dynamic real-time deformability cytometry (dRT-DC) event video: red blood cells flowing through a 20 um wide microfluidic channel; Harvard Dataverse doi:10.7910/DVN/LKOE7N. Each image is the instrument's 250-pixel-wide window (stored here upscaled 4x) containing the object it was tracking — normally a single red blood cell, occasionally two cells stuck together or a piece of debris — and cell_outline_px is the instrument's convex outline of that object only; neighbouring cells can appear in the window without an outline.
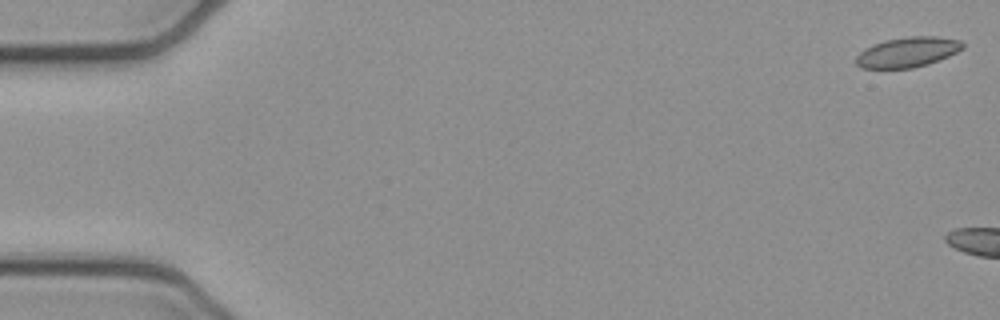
{"species": "common noctule bat (a hibernating species)", "species_latin": "Nyctalus noctula", "temperature_condition": "cold", "stored_images_in_passage": 5, "camera_frame_rate_fps": 3000, "um_per_image_px": 0.085, "animal": {"sex": "female", "body_mass_g": 21.9}, "frame": {"image": 1, "passage_image": 1, "time_ms": 0.0, "image_size_px": [1000, 320], "cell_outline_px": [[964, 48], [948, 56], [928, 64], [912, 68], [860, 68], [856, 64], [856, 56], [864, 48], [872, 44], [884, 40], [908, 36], [936, 36], [960, 40], [964, 44]], "centroid_in_image_um": [77.12, 4.42], "position_along_channel_um": 7.9, "area_um2": 18.79}}